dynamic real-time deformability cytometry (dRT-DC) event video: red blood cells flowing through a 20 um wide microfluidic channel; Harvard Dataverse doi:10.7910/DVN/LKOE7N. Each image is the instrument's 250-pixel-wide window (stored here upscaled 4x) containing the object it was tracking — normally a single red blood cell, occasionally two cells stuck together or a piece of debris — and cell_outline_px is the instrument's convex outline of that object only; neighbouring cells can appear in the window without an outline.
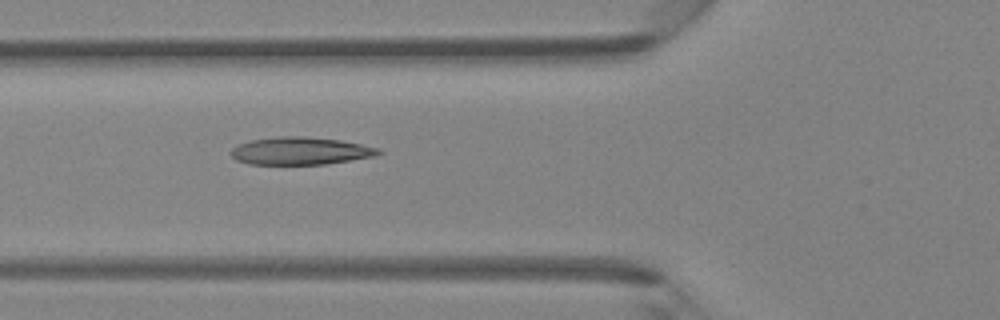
{"species": "Egyptian fruit bat (a non-hibernating species)", "species_latin": "Rousettus aegyptiacus", "temperature_condition": "room temperature", "stored_images_in_passage": 5, "camera_frame_rate_fps": 3000, "um_per_image_px": 0.085, "animal": {"sex": "female"}, "frame": {"image": 1, "passage_image": 5, "time_ms": 4.667, "image_size_px": [1000, 320], "cell_outline_px": [[384, 152], [376, 156], [324, 164], [248, 164], [236, 160], [232, 156], [232, 148], [248, 140], [280, 136], [304, 136], [340, 140], [380, 148]], "centroid_in_image_um": [25.55, 12.82], "position_along_channel_um": 100.2, "area_um2": 23.7}}